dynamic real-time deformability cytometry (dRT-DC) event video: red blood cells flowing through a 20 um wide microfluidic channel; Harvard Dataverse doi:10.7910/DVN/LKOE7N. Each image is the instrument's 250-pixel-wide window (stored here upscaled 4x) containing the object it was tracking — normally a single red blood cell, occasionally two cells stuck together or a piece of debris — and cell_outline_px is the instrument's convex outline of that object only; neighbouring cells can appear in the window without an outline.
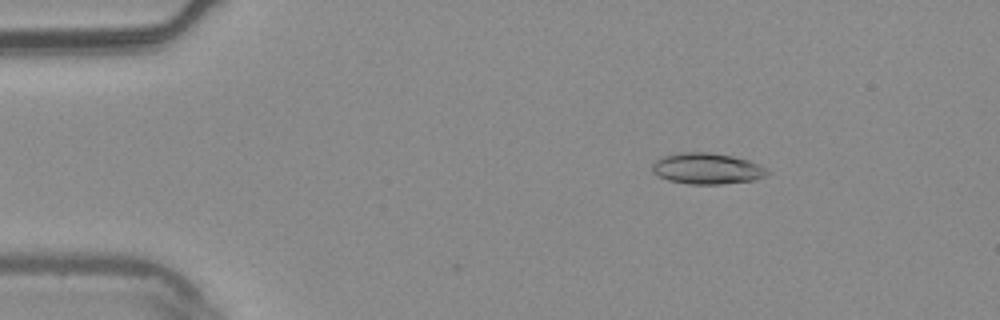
{"species": "common noctule bat (a hibernating species)", "species_latin": "Nyctalus noctula", "temperature_condition": "warm", "stored_images_in_passage": 5, "camera_frame_rate_fps": 3000, "um_per_image_px": 0.085, "animal": {"sex": "male", "body_mass_g": 20.4}, "frame": {"image": 1, "passage_image": 3, "time_ms": 0.667, "image_size_px": [1000, 320], "cell_outline_px": [[768, 172], [764, 176], [756, 180], [720, 184], [688, 184], [668, 180], [652, 172], [652, 164], [656, 160], [664, 156], [680, 152], [712, 152], [732, 156], [748, 160], [768, 168]], "centroid_in_image_um": [60.1, 14.32], "position_along_channel_um": 24.9, "area_um2": 20.87}}
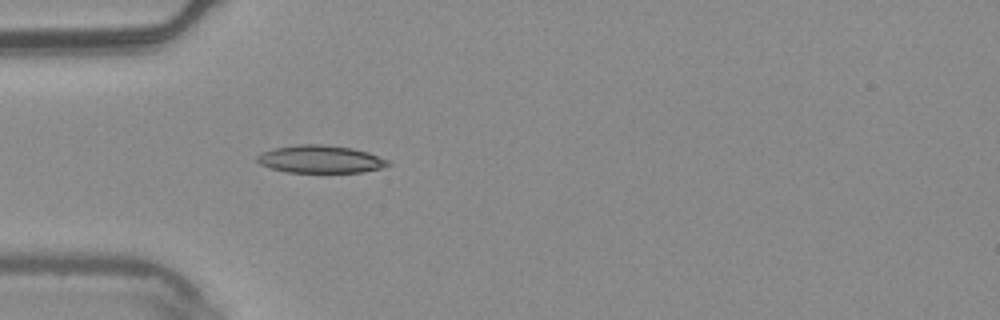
{"frame": {"image": 2, "passage_image": 5, "time_ms": 1.333, "image_size_px": [1000, 320], "cell_outline_px": [[392, 164], [384, 168], [360, 172], [288, 172], [272, 168], [260, 164], [256, 160], [256, 156], [272, 148], [296, 144], [324, 144], [352, 148], [368, 152], [388, 160]], "centroid_in_image_um": [27.25, 13.52], "position_along_channel_um": 57.7, "area_um2": 21.15}}